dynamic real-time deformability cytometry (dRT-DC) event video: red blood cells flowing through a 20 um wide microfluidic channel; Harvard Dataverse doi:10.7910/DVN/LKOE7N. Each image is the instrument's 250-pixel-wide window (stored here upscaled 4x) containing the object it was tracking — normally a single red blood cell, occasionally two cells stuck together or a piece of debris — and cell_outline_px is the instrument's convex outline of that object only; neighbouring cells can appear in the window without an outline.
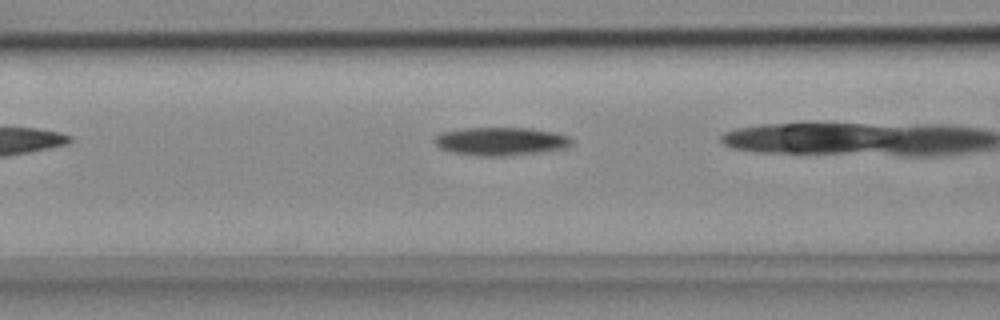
{"species": "common noctule bat (a hibernating species)", "species_latin": "Nyctalus noctula", "temperature_condition": "cold", "stored_images_in_passage": 18, "camera_frame_rate_fps": 3000, "um_per_image_px": 0.085, "animal": {"sex": "female", "body_mass_g": 18.4}, "frame": {"image": 1, "passage_image": 6, "time_ms": 1.667, "image_size_px": [1000, 320], "cell_outline_px": [[572, 144], [564, 148], [540, 152], [508, 156], [476, 156], [452, 152], [440, 148], [436, 144], [436, 136], [444, 132], [464, 128], [528, 128], [552, 132], [568, 136], [572, 140]], "centroid_in_image_um": [42.57, 12.02], "position_along_channel_um": 124.0, "area_um2": 22.31}}